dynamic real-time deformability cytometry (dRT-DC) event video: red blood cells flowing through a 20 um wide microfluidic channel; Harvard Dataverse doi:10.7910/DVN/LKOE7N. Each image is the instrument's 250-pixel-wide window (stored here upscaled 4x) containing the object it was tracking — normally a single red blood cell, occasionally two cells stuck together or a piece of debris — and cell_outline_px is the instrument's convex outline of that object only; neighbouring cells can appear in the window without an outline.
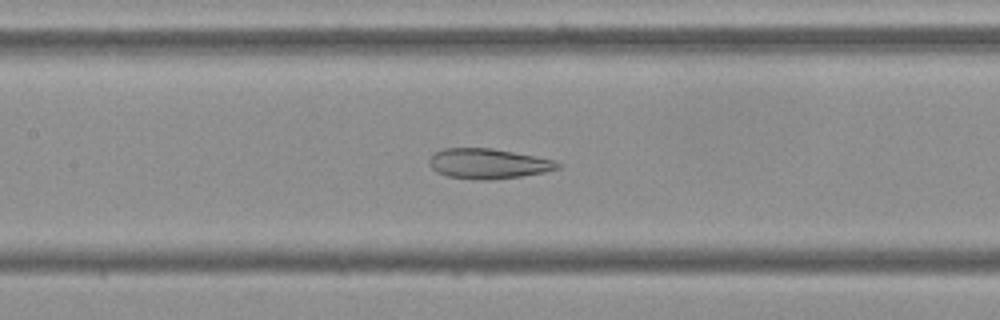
{"species": "Egyptian fruit bat (a non-hibernating species)", "species_latin": "Rousettus aegyptiacus", "temperature_condition": "cold", "stored_images_in_passage": 53, "camera_frame_rate_fps": 3000, "um_per_image_px": 0.085, "frame": {"image": 1, "passage_image": 24, "time_ms": 7.667, "image_size_px": [1000, 320], "cell_outline_px": [[564, 164], [560, 168], [544, 172], [520, 176], [488, 180], [480, 180], [448, 176], [436, 172], [428, 164], [428, 160], [436, 152], [444, 148], [492, 148], [556, 160]], "centroid_in_image_um": [41.52, 13.91], "position_along_channel_um": 165.9, "area_um2": 22.54}}
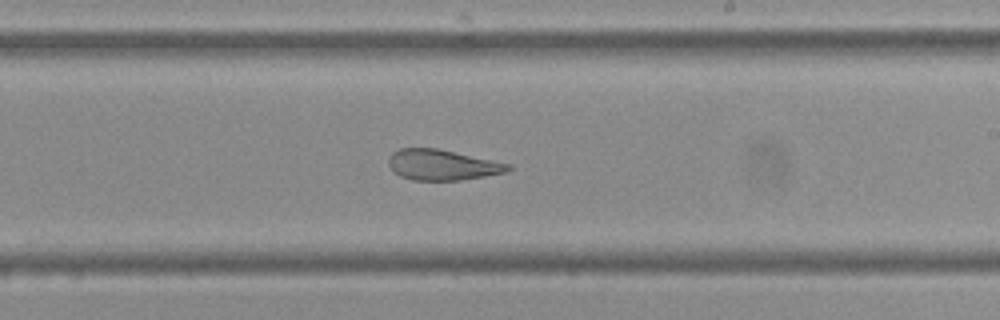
{"frame": {"image": 2, "passage_image": 31, "time_ms": 10.0, "image_size_px": [1000, 320], "cell_outline_px": [[512, 168], [508, 172], [460, 180], [412, 180], [400, 176], [388, 164], [388, 160], [392, 152], [400, 148], [436, 148], [512, 164]], "centroid_in_image_um": [37.61, 14.01], "position_along_channel_um": 251.4, "area_um2": 21.21}}
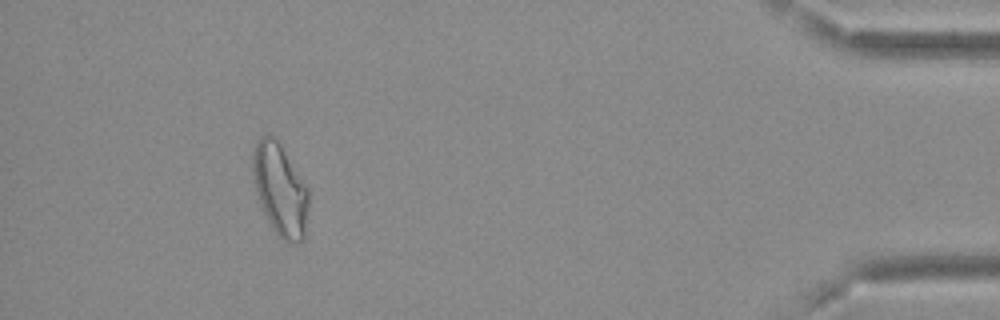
{"frame": {"image": 3, "passage_image": 49, "time_ms": 16.0, "image_size_px": [1000, 320], "cell_outline_px": [[308, 208], [304, 240], [296, 244], [288, 244], [272, 228], [264, 212], [252, 180], [252, 152], [256, 140], [260, 136], [268, 132], [280, 144], [308, 188]], "centroid_in_image_um": [23.79, 16.11], "position_along_channel_um": 411.4, "area_um2": 30.06}, "authors_computed_cell_mechanics": {"area_um2": 27.0504, "velocity_mm_per_s": 3.6723, "shape_relaxation_time_tau1_ms": null, "shape_relaxation_time_tau2_ms": 2.9708, "deformation_change_tau1": null, "deformation_change_tau2": 0.1091}}